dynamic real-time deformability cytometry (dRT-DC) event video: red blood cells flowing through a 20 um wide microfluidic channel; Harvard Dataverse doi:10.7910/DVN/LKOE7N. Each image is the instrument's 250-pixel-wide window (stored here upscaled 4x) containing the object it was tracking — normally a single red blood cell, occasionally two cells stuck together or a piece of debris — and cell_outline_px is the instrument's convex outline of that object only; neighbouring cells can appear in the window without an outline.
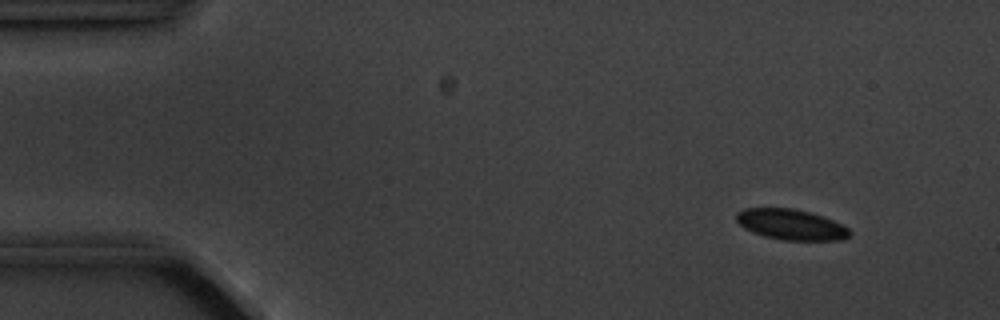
{"species": "common noctule bat (a hibernating species)", "species_latin": "Nyctalus noctula", "temperature_condition": "cold", "stored_images_in_passage": 4, "camera_frame_rate_fps": 3000, "um_per_image_px": 0.085, "animal": {"sex": "male", "body_mass_g": 20.1, "forearm_length_mm": 53.5}, "frame": {"image": 1, "passage_image": 2, "time_ms": 1.333, "image_size_px": [1000, 320], "cell_outline_px": [[852, 232], [844, 240], [784, 240], [764, 236], [752, 232], [744, 228], [736, 220], [736, 212], [744, 208], [792, 208], [824, 216], [848, 228]], "centroid_in_image_um": [67.22, 19.08], "position_along_channel_um": 17.8, "area_um2": 20.17}}